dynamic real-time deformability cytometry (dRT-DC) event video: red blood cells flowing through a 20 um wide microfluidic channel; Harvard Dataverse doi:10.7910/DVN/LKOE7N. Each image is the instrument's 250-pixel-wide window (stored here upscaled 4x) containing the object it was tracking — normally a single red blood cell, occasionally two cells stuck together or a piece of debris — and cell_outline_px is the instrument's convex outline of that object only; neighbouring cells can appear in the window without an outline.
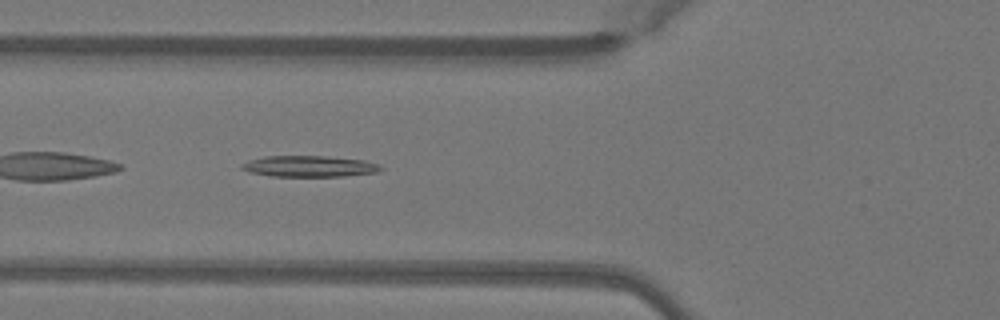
{"species": "Egyptian fruit bat (a non-hibernating species)", "species_latin": "Rousettus aegyptiacus", "temperature_condition": "warm", "stored_images_in_passage": 43, "camera_frame_rate_fps": 3000, "um_per_image_px": 0.085, "animal": {"sex": "female"}, "frame": {"image": 1, "passage_image": 11, "time_ms": 3.333, "image_size_px": [1000, 320], "cell_outline_px": [[384, 168], [380, 172], [344, 176], [272, 176], [248, 172], [240, 168], [240, 164], [248, 160], [264, 156], [324, 156], [364, 160], [380, 164]], "centroid_in_image_um": [26.3, 14.13], "position_along_channel_um": 99.5, "area_um2": 17.28}}
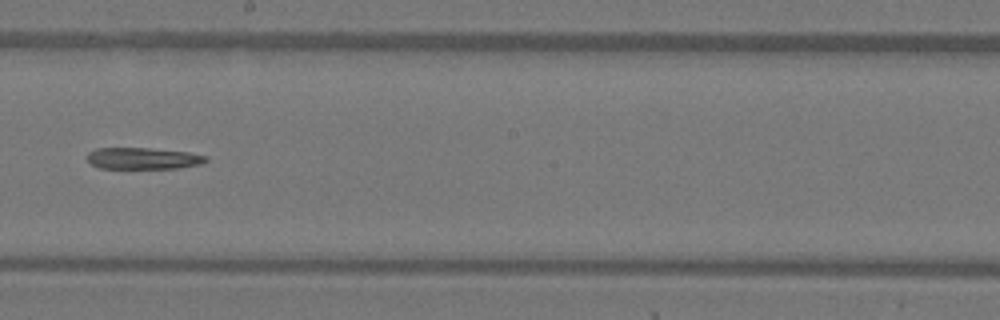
{"frame": {"image": 2, "passage_image": 21, "time_ms": 6.667, "image_size_px": [1000, 320], "cell_outline_px": [[208, 160], [204, 164], [180, 168], [100, 168], [92, 164], [88, 160], [88, 152], [96, 148], [148, 148], [188, 152], [208, 156]], "centroid_in_image_um": [12.22, 13.46], "position_along_channel_um": 236.0, "area_um2": 14.97}}
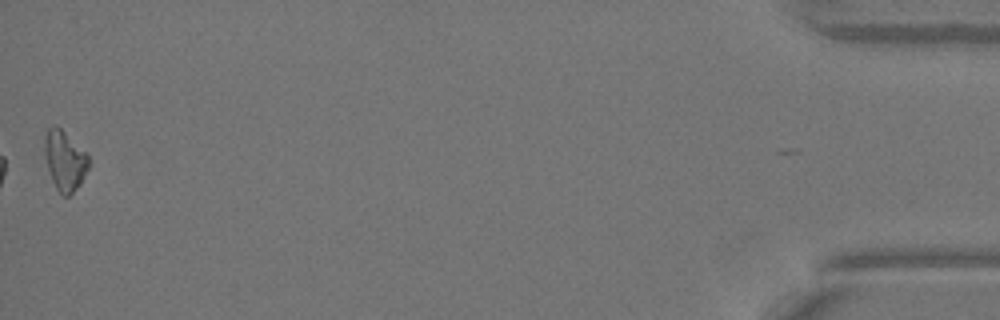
{"frame": {"image": 3, "passage_image": 42, "time_ms": 13.667, "image_size_px": [1000, 320], "cell_outline_px": [[88, 168], [80, 184], [68, 196], [64, 196], [56, 188], [52, 180], [44, 156], [44, 136], [48, 128], [52, 124], [56, 124], [88, 152]], "centroid_in_image_um": [5.49, 13.59], "position_along_channel_um": 429.7, "area_um2": 15.49}}